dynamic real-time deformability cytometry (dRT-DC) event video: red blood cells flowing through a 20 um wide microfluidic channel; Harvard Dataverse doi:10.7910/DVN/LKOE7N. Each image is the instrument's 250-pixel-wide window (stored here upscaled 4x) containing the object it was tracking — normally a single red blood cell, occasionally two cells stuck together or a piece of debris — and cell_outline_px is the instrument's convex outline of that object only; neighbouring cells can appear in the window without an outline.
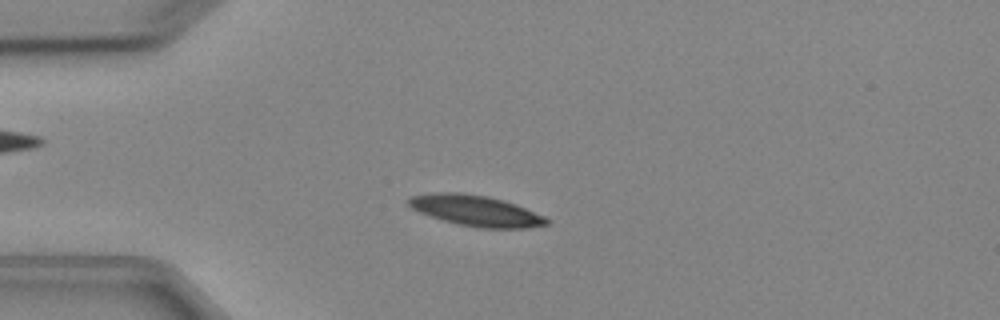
{"species": "Egyptian fruit bat (a non-hibernating species)", "species_latin": "Rousettus aegyptiacus", "temperature_condition": "cold", "stored_images_in_passage": 3, "camera_frame_rate_fps": 3000, "um_per_image_px": 0.085, "animal": {"sex": "female"}, "frame": {"image": 1, "passage_image": 3, "time_ms": 2.333, "image_size_px": [1000, 320], "cell_outline_px": [[552, 220], [548, 224], [528, 228], [480, 228], [456, 224], [420, 212], [412, 208], [408, 204], [408, 200], [412, 196], [432, 192], [460, 192], [488, 196], [504, 200], [516, 204], [544, 216]], "centroid_in_image_um": [40.48, 17.9], "position_along_channel_um": 44.5, "area_um2": 24.8}}